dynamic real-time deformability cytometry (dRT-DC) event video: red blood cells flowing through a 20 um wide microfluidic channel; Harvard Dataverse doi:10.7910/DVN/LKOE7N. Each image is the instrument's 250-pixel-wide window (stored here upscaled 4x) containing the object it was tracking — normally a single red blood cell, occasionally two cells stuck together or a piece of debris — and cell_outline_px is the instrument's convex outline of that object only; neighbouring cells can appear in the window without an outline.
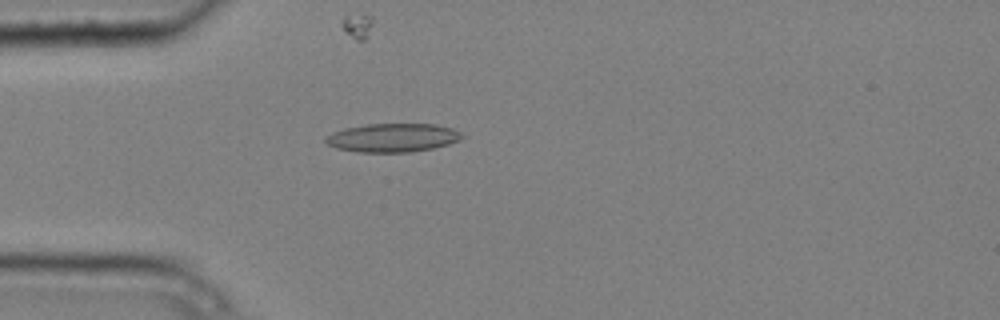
{"species": "common noctule bat (a hibernating species)", "species_latin": "Nyctalus noctula", "temperature_condition": "cold", "stored_images_in_passage": 4, "camera_frame_rate_fps": 3000, "um_per_image_px": 0.085, "animal": {"sex": "male", "body_mass_g": 20.4}, "frame": {"image": 1, "passage_image": 1, "time_ms": 0.0, "image_size_px": [1000, 320], "cell_outline_px": [[464, 136], [460, 140], [448, 144], [432, 148], [408, 152], [360, 152], [336, 148], [328, 144], [324, 140], [332, 132], [344, 128], [368, 124], [436, 124], [452, 128], [460, 132]], "centroid_in_image_um": [33.39, 11.7], "position_along_channel_um": 51.6, "area_um2": 22.6}}